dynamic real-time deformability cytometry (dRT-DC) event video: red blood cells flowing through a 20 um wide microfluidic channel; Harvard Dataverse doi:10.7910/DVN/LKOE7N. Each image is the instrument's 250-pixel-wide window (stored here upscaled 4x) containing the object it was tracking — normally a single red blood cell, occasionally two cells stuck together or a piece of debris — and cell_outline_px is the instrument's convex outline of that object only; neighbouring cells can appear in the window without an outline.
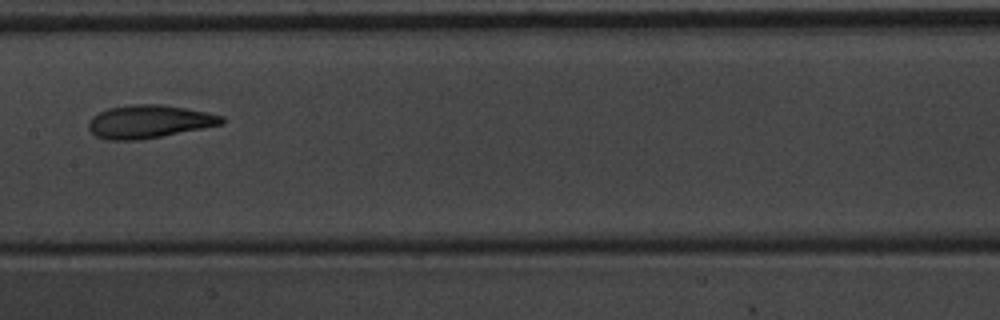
{"species": "common noctule bat (a hibernating species)", "species_latin": "Nyctalus noctula", "temperature_condition": "warm", "stored_images_in_passage": 11, "camera_frame_rate_fps": 3000, "um_per_image_px": 0.085, "animal": {"sex": "male", "body_mass_g": 20.1, "forearm_length_mm": 53.5}, "frame": {"image": 1, "passage_image": 4, "time_ms": 1.0, "image_size_px": [1000, 320], "cell_outline_px": [[224, 124], [160, 136], [136, 140], [108, 140], [96, 136], [88, 128], [88, 120], [92, 116], [108, 108], [132, 104], [160, 104], [184, 108], [224, 116]], "centroid_in_image_um": [12.63, 10.33], "position_along_channel_um": 194.8, "area_um2": 25.43}}
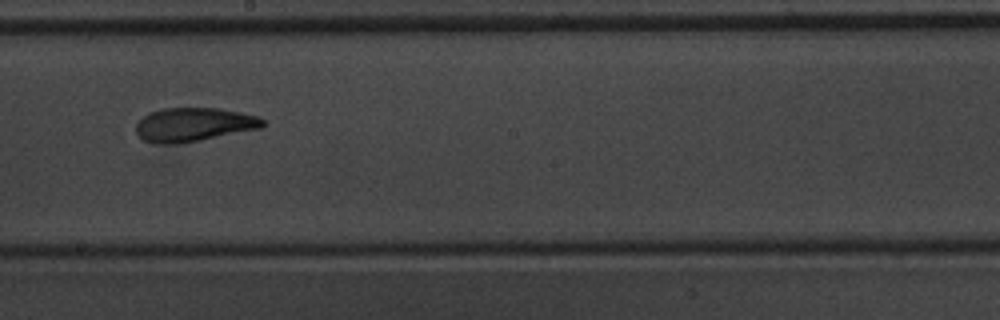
{"frame": {"image": 2, "passage_image": 5, "time_ms": 1.333, "image_size_px": [1000, 320], "cell_outline_px": [[264, 124], [260, 128], [200, 140], [156, 144], [144, 140], [136, 132], [136, 124], [148, 112], [160, 108], [216, 108], [240, 112], [260, 116], [264, 120]], "centroid_in_image_um": [16.46, 10.56], "position_along_channel_um": 231.7, "area_um2": 24.62}}
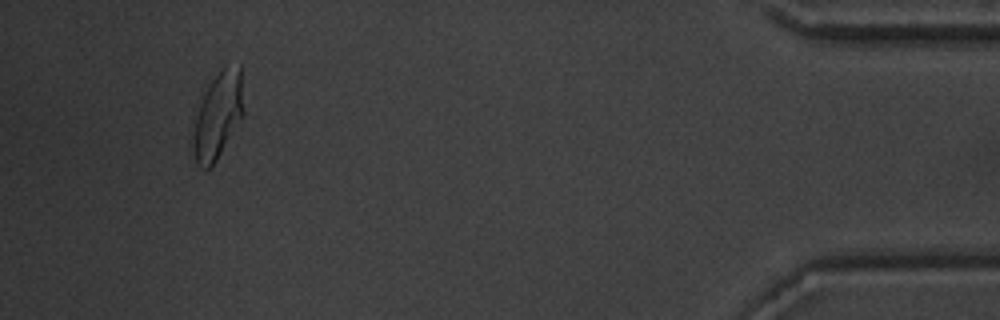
{"frame": {"image": 3, "passage_image": 10, "time_ms": 3.0, "image_size_px": [1000, 320], "cell_outline_px": [[244, 112], [216, 160], [208, 168], [200, 168], [196, 164], [192, 148], [192, 136], [196, 120], [204, 92], [208, 84], [220, 68], [240, 64], [244, 108]], "centroid_in_image_um": [18.51, 9.79], "position_along_channel_um": 416.7, "area_um2": 25.03}}